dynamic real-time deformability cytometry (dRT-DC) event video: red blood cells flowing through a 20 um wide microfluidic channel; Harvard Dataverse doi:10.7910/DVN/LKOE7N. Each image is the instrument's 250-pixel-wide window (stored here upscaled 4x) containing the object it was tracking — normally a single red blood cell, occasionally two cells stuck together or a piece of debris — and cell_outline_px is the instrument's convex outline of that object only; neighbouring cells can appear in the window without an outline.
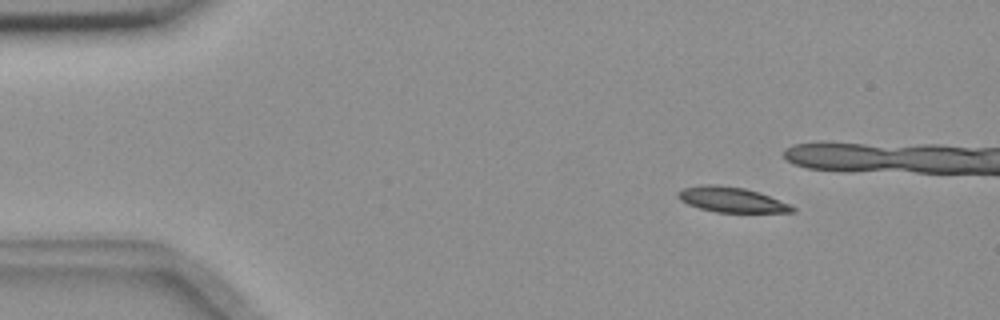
{"species": "common noctule bat (a hibernating species)", "species_latin": "Nyctalus noctula", "temperature_condition": "room temperature", "stored_images_in_passage": 9, "camera_frame_rate_fps": 3000, "um_per_image_px": 0.085, "animal": {"sex": "female", "body_mass_g": 18.4}, "frame": {"image": 1, "passage_image": 2, "time_ms": 0.333, "image_size_px": [1000, 320], "cell_outline_px": [[796, 212], [716, 212], [700, 208], [688, 204], [680, 200], [676, 196], [676, 192], [684, 188], [704, 184], [716, 184], [744, 188], [760, 192], [788, 204], [796, 208]], "centroid_in_image_um": [62.15, 16.96], "position_along_channel_um": 22.8, "area_um2": 16.7}}
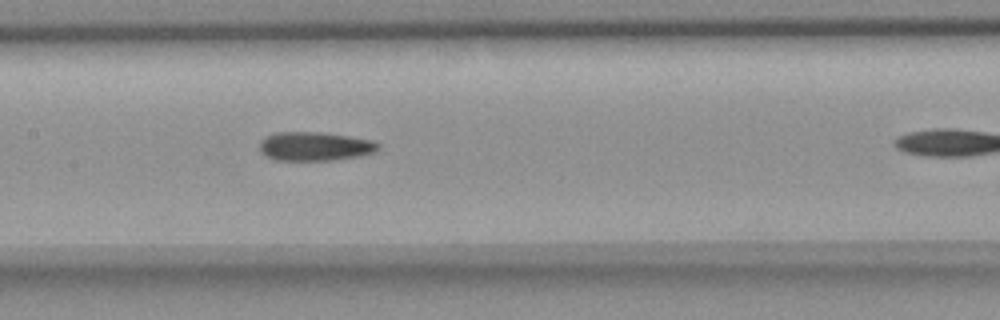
{"frame": {"image": 2, "passage_image": 8, "time_ms": 2.333, "image_size_px": [1000, 320], "cell_outline_px": [[380, 148], [376, 152], [360, 156], [332, 160], [276, 160], [268, 156], [260, 148], [260, 140], [276, 132], [320, 132], [376, 140], [380, 144]], "centroid_in_image_um": [26.85, 12.43], "position_along_channel_um": 180.6, "area_um2": 19.94}}